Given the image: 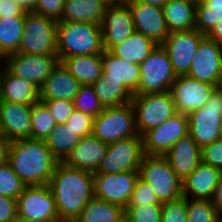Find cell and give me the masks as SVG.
Instances as JSON below:
<instances>
[{
    "instance_id": "obj_1",
    "label": "cell",
    "mask_w": 222,
    "mask_h": 222,
    "mask_svg": "<svg viewBox=\"0 0 222 222\" xmlns=\"http://www.w3.org/2000/svg\"><path fill=\"white\" fill-rule=\"evenodd\" d=\"M48 186L53 194L58 220L75 222L94 197L93 173L58 162Z\"/></svg>"
},
{
    "instance_id": "obj_2",
    "label": "cell",
    "mask_w": 222,
    "mask_h": 222,
    "mask_svg": "<svg viewBox=\"0 0 222 222\" xmlns=\"http://www.w3.org/2000/svg\"><path fill=\"white\" fill-rule=\"evenodd\" d=\"M8 163L26 186H32L48 185L58 160L45 141L29 138L11 142Z\"/></svg>"
},
{
    "instance_id": "obj_3",
    "label": "cell",
    "mask_w": 222,
    "mask_h": 222,
    "mask_svg": "<svg viewBox=\"0 0 222 222\" xmlns=\"http://www.w3.org/2000/svg\"><path fill=\"white\" fill-rule=\"evenodd\" d=\"M102 28L89 22L57 23V57L94 55L104 52Z\"/></svg>"
},
{
    "instance_id": "obj_4",
    "label": "cell",
    "mask_w": 222,
    "mask_h": 222,
    "mask_svg": "<svg viewBox=\"0 0 222 222\" xmlns=\"http://www.w3.org/2000/svg\"><path fill=\"white\" fill-rule=\"evenodd\" d=\"M139 177L152 187L160 203L183 196L182 181L165 156L144 155L139 167Z\"/></svg>"
},
{
    "instance_id": "obj_5",
    "label": "cell",
    "mask_w": 222,
    "mask_h": 222,
    "mask_svg": "<svg viewBox=\"0 0 222 222\" xmlns=\"http://www.w3.org/2000/svg\"><path fill=\"white\" fill-rule=\"evenodd\" d=\"M130 103L134 109L136 130L140 136L162 125L177 113L170 91L133 95Z\"/></svg>"
},
{
    "instance_id": "obj_6",
    "label": "cell",
    "mask_w": 222,
    "mask_h": 222,
    "mask_svg": "<svg viewBox=\"0 0 222 222\" xmlns=\"http://www.w3.org/2000/svg\"><path fill=\"white\" fill-rule=\"evenodd\" d=\"M57 23L33 11L26 12L18 52L40 55L57 54Z\"/></svg>"
},
{
    "instance_id": "obj_7",
    "label": "cell",
    "mask_w": 222,
    "mask_h": 222,
    "mask_svg": "<svg viewBox=\"0 0 222 222\" xmlns=\"http://www.w3.org/2000/svg\"><path fill=\"white\" fill-rule=\"evenodd\" d=\"M140 80L134 95L170 91L176 75L166 50L157 47L139 64Z\"/></svg>"
},
{
    "instance_id": "obj_8",
    "label": "cell",
    "mask_w": 222,
    "mask_h": 222,
    "mask_svg": "<svg viewBox=\"0 0 222 222\" xmlns=\"http://www.w3.org/2000/svg\"><path fill=\"white\" fill-rule=\"evenodd\" d=\"M92 134L107 144L137 136L132 104L105 107L102 113L94 118Z\"/></svg>"
},
{
    "instance_id": "obj_9",
    "label": "cell",
    "mask_w": 222,
    "mask_h": 222,
    "mask_svg": "<svg viewBox=\"0 0 222 222\" xmlns=\"http://www.w3.org/2000/svg\"><path fill=\"white\" fill-rule=\"evenodd\" d=\"M189 134L200 148L221 138L222 87L217 88L206 104L188 115Z\"/></svg>"
},
{
    "instance_id": "obj_10",
    "label": "cell",
    "mask_w": 222,
    "mask_h": 222,
    "mask_svg": "<svg viewBox=\"0 0 222 222\" xmlns=\"http://www.w3.org/2000/svg\"><path fill=\"white\" fill-rule=\"evenodd\" d=\"M144 155L143 139L140 135L110 143L97 171L93 174L139 171Z\"/></svg>"
},
{
    "instance_id": "obj_11",
    "label": "cell",
    "mask_w": 222,
    "mask_h": 222,
    "mask_svg": "<svg viewBox=\"0 0 222 222\" xmlns=\"http://www.w3.org/2000/svg\"><path fill=\"white\" fill-rule=\"evenodd\" d=\"M59 62L57 54L12 53L2 60V65L14 76L21 77L41 87Z\"/></svg>"
},
{
    "instance_id": "obj_12",
    "label": "cell",
    "mask_w": 222,
    "mask_h": 222,
    "mask_svg": "<svg viewBox=\"0 0 222 222\" xmlns=\"http://www.w3.org/2000/svg\"><path fill=\"white\" fill-rule=\"evenodd\" d=\"M188 134V116L177 112L162 125L147 131L142 136L144 154L165 156L180 138Z\"/></svg>"
},
{
    "instance_id": "obj_13",
    "label": "cell",
    "mask_w": 222,
    "mask_h": 222,
    "mask_svg": "<svg viewBox=\"0 0 222 222\" xmlns=\"http://www.w3.org/2000/svg\"><path fill=\"white\" fill-rule=\"evenodd\" d=\"M195 80L222 87V46L205 36L187 74Z\"/></svg>"
},
{
    "instance_id": "obj_14",
    "label": "cell",
    "mask_w": 222,
    "mask_h": 222,
    "mask_svg": "<svg viewBox=\"0 0 222 222\" xmlns=\"http://www.w3.org/2000/svg\"><path fill=\"white\" fill-rule=\"evenodd\" d=\"M206 35L196 29L171 32L161 46L168 53L176 76L187 75L201 40Z\"/></svg>"
},
{
    "instance_id": "obj_15",
    "label": "cell",
    "mask_w": 222,
    "mask_h": 222,
    "mask_svg": "<svg viewBox=\"0 0 222 222\" xmlns=\"http://www.w3.org/2000/svg\"><path fill=\"white\" fill-rule=\"evenodd\" d=\"M139 171L117 174H93L94 197L114 203L125 209L130 201Z\"/></svg>"
},
{
    "instance_id": "obj_16",
    "label": "cell",
    "mask_w": 222,
    "mask_h": 222,
    "mask_svg": "<svg viewBox=\"0 0 222 222\" xmlns=\"http://www.w3.org/2000/svg\"><path fill=\"white\" fill-rule=\"evenodd\" d=\"M17 216L33 220H58L55 200L49 186H26L17 198Z\"/></svg>"
},
{
    "instance_id": "obj_17",
    "label": "cell",
    "mask_w": 222,
    "mask_h": 222,
    "mask_svg": "<svg viewBox=\"0 0 222 222\" xmlns=\"http://www.w3.org/2000/svg\"><path fill=\"white\" fill-rule=\"evenodd\" d=\"M216 89L214 85L181 75L176 76L170 92L177 112L188 115L202 108Z\"/></svg>"
},
{
    "instance_id": "obj_18",
    "label": "cell",
    "mask_w": 222,
    "mask_h": 222,
    "mask_svg": "<svg viewBox=\"0 0 222 222\" xmlns=\"http://www.w3.org/2000/svg\"><path fill=\"white\" fill-rule=\"evenodd\" d=\"M101 28L104 50H109L134 33V23L128 4L126 2L108 4Z\"/></svg>"
},
{
    "instance_id": "obj_19",
    "label": "cell",
    "mask_w": 222,
    "mask_h": 222,
    "mask_svg": "<svg viewBox=\"0 0 222 222\" xmlns=\"http://www.w3.org/2000/svg\"><path fill=\"white\" fill-rule=\"evenodd\" d=\"M130 8L134 29L161 45L169 35L163 8L140 2H126Z\"/></svg>"
},
{
    "instance_id": "obj_20",
    "label": "cell",
    "mask_w": 222,
    "mask_h": 222,
    "mask_svg": "<svg viewBox=\"0 0 222 222\" xmlns=\"http://www.w3.org/2000/svg\"><path fill=\"white\" fill-rule=\"evenodd\" d=\"M32 105L0 100V134L10 142L31 138Z\"/></svg>"
},
{
    "instance_id": "obj_21",
    "label": "cell",
    "mask_w": 222,
    "mask_h": 222,
    "mask_svg": "<svg viewBox=\"0 0 222 222\" xmlns=\"http://www.w3.org/2000/svg\"><path fill=\"white\" fill-rule=\"evenodd\" d=\"M107 147V143L90 134L82 137L62 162L67 166L94 173L104 158Z\"/></svg>"
},
{
    "instance_id": "obj_22",
    "label": "cell",
    "mask_w": 222,
    "mask_h": 222,
    "mask_svg": "<svg viewBox=\"0 0 222 222\" xmlns=\"http://www.w3.org/2000/svg\"><path fill=\"white\" fill-rule=\"evenodd\" d=\"M171 168L183 181L201 163V148L190 134L180 138L165 155Z\"/></svg>"
},
{
    "instance_id": "obj_23",
    "label": "cell",
    "mask_w": 222,
    "mask_h": 222,
    "mask_svg": "<svg viewBox=\"0 0 222 222\" xmlns=\"http://www.w3.org/2000/svg\"><path fill=\"white\" fill-rule=\"evenodd\" d=\"M221 176L222 170L200 163L198 167L182 181L183 197L210 200Z\"/></svg>"
},
{
    "instance_id": "obj_24",
    "label": "cell",
    "mask_w": 222,
    "mask_h": 222,
    "mask_svg": "<svg viewBox=\"0 0 222 222\" xmlns=\"http://www.w3.org/2000/svg\"><path fill=\"white\" fill-rule=\"evenodd\" d=\"M0 100L32 105L40 101V88L33 82L12 75L0 68Z\"/></svg>"
},
{
    "instance_id": "obj_25",
    "label": "cell",
    "mask_w": 222,
    "mask_h": 222,
    "mask_svg": "<svg viewBox=\"0 0 222 222\" xmlns=\"http://www.w3.org/2000/svg\"><path fill=\"white\" fill-rule=\"evenodd\" d=\"M81 83L63 66L61 62L52 69L51 74L40 87V100L73 101Z\"/></svg>"
},
{
    "instance_id": "obj_26",
    "label": "cell",
    "mask_w": 222,
    "mask_h": 222,
    "mask_svg": "<svg viewBox=\"0 0 222 222\" xmlns=\"http://www.w3.org/2000/svg\"><path fill=\"white\" fill-rule=\"evenodd\" d=\"M103 72L101 78H114L124 85L133 95L140 80L139 64L128 63L126 60L111 54L108 50L102 53Z\"/></svg>"
},
{
    "instance_id": "obj_27",
    "label": "cell",
    "mask_w": 222,
    "mask_h": 222,
    "mask_svg": "<svg viewBox=\"0 0 222 222\" xmlns=\"http://www.w3.org/2000/svg\"><path fill=\"white\" fill-rule=\"evenodd\" d=\"M108 4L105 0H65L58 22H89L101 26Z\"/></svg>"
},
{
    "instance_id": "obj_28",
    "label": "cell",
    "mask_w": 222,
    "mask_h": 222,
    "mask_svg": "<svg viewBox=\"0 0 222 222\" xmlns=\"http://www.w3.org/2000/svg\"><path fill=\"white\" fill-rule=\"evenodd\" d=\"M59 62L81 84L93 85L103 72L102 54L69 56Z\"/></svg>"
},
{
    "instance_id": "obj_29",
    "label": "cell",
    "mask_w": 222,
    "mask_h": 222,
    "mask_svg": "<svg viewBox=\"0 0 222 222\" xmlns=\"http://www.w3.org/2000/svg\"><path fill=\"white\" fill-rule=\"evenodd\" d=\"M196 5L189 0H168L163 5L169 33L195 29Z\"/></svg>"
},
{
    "instance_id": "obj_30",
    "label": "cell",
    "mask_w": 222,
    "mask_h": 222,
    "mask_svg": "<svg viewBox=\"0 0 222 222\" xmlns=\"http://www.w3.org/2000/svg\"><path fill=\"white\" fill-rule=\"evenodd\" d=\"M156 47L157 44L153 40L135 31L108 51L128 63L141 64Z\"/></svg>"
},
{
    "instance_id": "obj_31",
    "label": "cell",
    "mask_w": 222,
    "mask_h": 222,
    "mask_svg": "<svg viewBox=\"0 0 222 222\" xmlns=\"http://www.w3.org/2000/svg\"><path fill=\"white\" fill-rule=\"evenodd\" d=\"M98 100L105 107H117L128 104L133 94L114 78H99L93 84Z\"/></svg>"
},
{
    "instance_id": "obj_32",
    "label": "cell",
    "mask_w": 222,
    "mask_h": 222,
    "mask_svg": "<svg viewBox=\"0 0 222 222\" xmlns=\"http://www.w3.org/2000/svg\"><path fill=\"white\" fill-rule=\"evenodd\" d=\"M124 214L121 206L93 197L75 222H116Z\"/></svg>"
},
{
    "instance_id": "obj_33",
    "label": "cell",
    "mask_w": 222,
    "mask_h": 222,
    "mask_svg": "<svg viewBox=\"0 0 222 222\" xmlns=\"http://www.w3.org/2000/svg\"><path fill=\"white\" fill-rule=\"evenodd\" d=\"M24 23L25 17L0 18V59L18 52Z\"/></svg>"
},
{
    "instance_id": "obj_34",
    "label": "cell",
    "mask_w": 222,
    "mask_h": 222,
    "mask_svg": "<svg viewBox=\"0 0 222 222\" xmlns=\"http://www.w3.org/2000/svg\"><path fill=\"white\" fill-rule=\"evenodd\" d=\"M81 137L66 123L58 124L46 138L45 143L52 155L62 162L80 142Z\"/></svg>"
},
{
    "instance_id": "obj_35",
    "label": "cell",
    "mask_w": 222,
    "mask_h": 222,
    "mask_svg": "<svg viewBox=\"0 0 222 222\" xmlns=\"http://www.w3.org/2000/svg\"><path fill=\"white\" fill-rule=\"evenodd\" d=\"M222 22V0H201L196 5L195 29L207 35Z\"/></svg>"
},
{
    "instance_id": "obj_36",
    "label": "cell",
    "mask_w": 222,
    "mask_h": 222,
    "mask_svg": "<svg viewBox=\"0 0 222 222\" xmlns=\"http://www.w3.org/2000/svg\"><path fill=\"white\" fill-rule=\"evenodd\" d=\"M56 125L49 109L43 102L38 101L32 104L31 139L45 141Z\"/></svg>"
},
{
    "instance_id": "obj_37",
    "label": "cell",
    "mask_w": 222,
    "mask_h": 222,
    "mask_svg": "<svg viewBox=\"0 0 222 222\" xmlns=\"http://www.w3.org/2000/svg\"><path fill=\"white\" fill-rule=\"evenodd\" d=\"M187 222H222L210 200L187 198Z\"/></svg>"
},
{
    "instance_id": "obj_38",
    "label": "cell",
    "mask_w": 222,
    "mask_h": 222,
    "mask_svg": "<svg viewBox=\"0 0 222 222\" xmlns=\"http://www.w3.org/2000/svg\"><path fill=\"white\" fill-rule=\"evenodd\" d=\"M75 110L89 114L96 118L99 116L104 107L98 100L93 85L81 84L78 93L73 99Z\"/></svg>"
},
{
    "instance_id": "obj_39",
    "label": "cell",
    "mask_w": 222,
    "mask_h": 222,
    "mask_svg": "<svg viewBox=\"0 0 222 222\" xmlns=\"http://www.w3.org/2000/svg\"><path fill=\"white\" fill-rule=\"evenodd\" d=\"M25 187L8 162L0 166V195L17 199Z\"/></svg>"
},
{
    "instance_id": "obj_40",
    "label": "cell",
    "mask_w": 222,
    "mask_h": 222,
    "mask_svg": "<svg viewBox=\"0 0 222 222\" xmlns=\"http://www.w3.org/2000/svg\"><path fill=\"white\" fill-rule=\"evenodd\" d=\"M162 204L127 206L124 211L129 222H161Z\"/></svg>"
},
{
    "instance_id": "obj_41",
    "label": "cell",
    "mask_w": 222,
    "mask_h": 222,
    "mask_svg": "<svg viewBox=\"0 0 222 222\" xmlns=\"http://www.w3.org/2000/svg\"><path fill=\"white\" fill-rule=\"evenodd\" d=\"M161 222H187V198L162 203Z\"/></svg>"
},
{
    "instance_id": "obj_42",
    "label": "cell",
    "mask_w": 222,
    "mask_h": 222,
    "mask_svg": "<svg viewBox=\"0 0 222 222\" xmlns=\"http://www.w3.org/2000/svg\"><path fill=\"white\" fill-rule=\"evenodd\" d=\"M152 204L162 203L159 202L152 187L139 177L135 184L134 191L132 192L128 206H142Z\"/></svg>"
},
{
    "instance_id": "obj_43",
    "label": "cell",
    "mask_w": 222,
    "mask_h": 222,
    "mask_svg": "<svg viewBox=\"0 0 222 222\" xmlns=\"http://www.w3.org/2000/svg\"><path fill=\"white\" fill-rule=\"evenodd\" d=\"M40 101L47 106L57 125L66 123L75 110L73 101L58 99Z\"/></svg>"
},
{
    "instance_id": "obj_44",
    "label": "cell",
    "mask_w": 222,
    "mask_h": 222,
    "mask_svg": "<svg viewBox=\"0 0 222 222\" xmlns=\"http://www.w3.org/2000/svg\"><path fill=\"white\" fill-rule=\"evenodd\" d=\"M94 117L81 111L74 110L66 124L76 131L81 138L92 134Z\"/></svg>"
},
{
    "instance_id": "obj_45",
    "label": "cell",
    "mask_w": 222,
    "mask_h": 222,
    "mask_svg": "<svg viewBox=\"0 0 222 222\" xmlns=\"http://www.w3.org/2000/svg\"><path fill=\"white\" fill-rule=\"evenodd\" d=\"M65 0H36L34 11L44 17L60 21Z\"/></svg>"
},
{
    "instance_id": "obj_46",
    "label": "cell",
    "mask_w": 222,
    "mask_h": 222,
    "mask_svg": "<svg viewBox=\"0 0 222 222\" xmlns=\"http://www.w3.org/2000/svg\"><path fill=\"white\" fill-rule=\"evenodd\" d=\"M201 163L222 170V138L201 148Z\"/></svg>"
},
{
    "instance_id": "obj_47",
    "label": "cell",
    "mask_w": 222,
    "mask_h": 222,
    "mask_svg": "<svg viewBox=\"0 0 222 222\" xmlns=\"http://www.w3.org/2000/svg\"><path fill=\"white\" fill-rule=\"evenodd\" d=\"M17 218V199L0 195V222H14Z\"/></svg>"
},
{
    "instance_id": "obj_48",
    "label": "cell",
    "mask_w": 222,
    "mask_h": 222,
    "mask_svg": "<svg viewBox=\"0 0 222 222\" xmlns=\"http://www.w3.org/2000/svg\"><path fill=\"white\" fill-rule=\"evenodd\" d=\"M25 13L13 0H0V18L25 17Z\"/></svg>"
},
{
    "instance_id": "obj_49",
    "label": "cell",
    "mask_w": 222,
    "mask_h": 222,
    "mask_svg": "<svg viewBox=\"0 0 222 222\" xmlns=\"http://www.w3.org/2000/svg\"><path fill=\"white\" fill-rule=\"evenodd\" d=\"M222 219V176L210 199Z\"/></svg>"
},
{
    "instance_id": "obj_50",
    "label": "cell",
    "mask_w": 222,
    "mask_h": 222,
    "mask_svg": "<svg viewBox=\"0 0 222 222\" xmlns=\"http://www.w3.org/2000/svg\"><path fill=\"white\" fill-rule=\"evenodd\" d=\"M11 142L0 134V166L8 162V152Z\"/></svg>"
},
{
    "instance_id": "obj_51",
    "label": "cell",
    "mask_w": 222,
    "mask_h": 222,
    "mask_svg": "<svg viewBox=\"0 0 222 222\" xmlns=\"http://www.w3.org/2000/svg\"><path fill=\"white\" fill-rule=\"evenodd\" d=\"M206 36L222 46V22L217 24Z\"/></svg>"
},
{
    "instance_id": "obj_52",
    "label": "cell",
    "mask_w": 222,
    "mask_h": 222,
    "mask_svg": "<svg viewBox=\"0 0 222 222\" xmlns=\"http://www.w3.org/2000/svg\"><path fill=\"white\" fill-rule=\"evenodd\" d=\"M25 12L34 11L36 0H13Z\"/></svg>"
},
{
    "instance_id": "obj_53",
    "label": "cell",
    "mask_w": 222,
    "mask_h": 222,
    "mask_svg": "<svg viewBox=\"0 0 222 222\" xmlns=\"http://www.w3.org/2000/svg\"><path fill=\"white\" fill-rule=\"evenodd\" d=\"M168 0H126L125 2L147 3L162 8Z\"/></svg>"
},
{
    "instance_id": "obj_54",
    "label": "cell",
    "mask_w": 222,
    "mask_h": 222,
    "mask_svg": "<svg viewBox=\"0 0 222 222\" xmlns=\"http://www.w3.org/2000/svg\"><path fill=\"white\" fill-rule=\"evenodd\" d=\"M14 222H60L59 220H33L17 216Z\"/></svg>"
},
{
    "instance_id": "obj_55",
    "label": "cell",
    "mask_w": 222,
    "mask_h": 222,
    "mask_svg": "<svg viewBox=\"0 0 222 222\" xmlns=\"http://www.w3.org/2000/svg\"><path fill=\"white\" fill-rule=\"evenodd\" d=\"M106 2H108L109 4H112V3H122V2H125L126 0H105Z\"/></svg>"
},
{
    "instance_id": "obj_56",
    "label": "cell",
    "mask_w": 222,
    "mask_h": 222,
    "mask_svg": "<svg viewBox=\"0 0 222 222\" xmlns=\"http://www.w3.org/2000/svg\"><path fill=\"white\" fill-rule=\"evenodd\" d=\"M116 222H129L127 216L124 214L119 220H117Z\"/></svg>"
},
{
    "instance_id": "obj_57",
    "label": "cell",
    "mask_w": 222,
    "mask_h": 222,
    "mask_svg": "<svg viewBox=\"0 0 222 222\" xmlns=\"http://www.w3.org/2000/svg\"><path fill=\"white\" fill-rule=\"evenodd\" d=\"M189 1H192V2H194L196 4H198L201 0H189Z\"/></svg>"
},
{
    "instance_id": "obj_58",
    "label": "cell",
    "mask_w": 222,
    "mask_h": 222,
    "mask_svg": "<svg viewBox=\"0 0 222 222\" xmlns=\"http://www.w3.org/2000/svg\"><path fill=\"white\" fill-rule=\"evenodd\" d=\"M221 138H222V117H221Z\"/></svg>"
},
{
    "instance_id": "obj_59",
    "label": "cell",
    "mask_w": 222,
    "mask_h": 222,
    "mask_svg": "<svg viewBox=\"0 0 222 222\" xmlns=\"http://www.w3.org/2000/svg\"><path fill=\"white\" fill-rule=\"evenodd\" d=\"M1 66H2V59H0V68H1Z\"/></svg>"
}]
</instances>
